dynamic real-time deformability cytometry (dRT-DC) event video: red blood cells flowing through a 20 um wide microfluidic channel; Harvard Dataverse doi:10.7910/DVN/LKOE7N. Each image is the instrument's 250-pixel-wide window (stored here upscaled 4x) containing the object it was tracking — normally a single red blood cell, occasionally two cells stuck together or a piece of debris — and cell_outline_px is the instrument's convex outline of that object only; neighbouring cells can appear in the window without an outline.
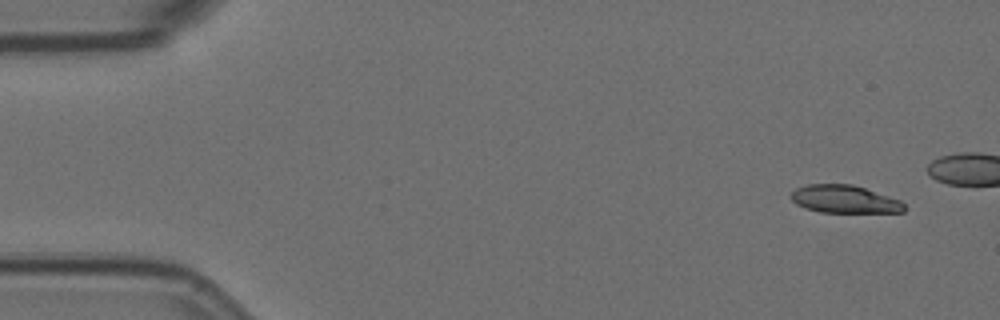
{"species": "Egyptian fruit bat (a non-hibernating species)", "species_latin": "Rousettus aegyptiacus", "temperature_condition": "room temperature", "stored_images_in_passage": 5, "camera_frame_rate_fps": 3000, "um_per_image_px": 0.085, "animal": {"sex": "female"}, "frame": {"image": 1, "passage_image": 1, "time_ms": 0.0, "image_size_px": [1000, 320], "cell_outline_px": [[904, 212], [820, 212], [796, 204], [788, 196], [796, 188], [808, 184], [852, 184], [900, 200], [904, 204]], "centroid_in_image_um": [71.75, 16.92], "position_along_channel_um": 13.3, "area_um2": 18.15}}